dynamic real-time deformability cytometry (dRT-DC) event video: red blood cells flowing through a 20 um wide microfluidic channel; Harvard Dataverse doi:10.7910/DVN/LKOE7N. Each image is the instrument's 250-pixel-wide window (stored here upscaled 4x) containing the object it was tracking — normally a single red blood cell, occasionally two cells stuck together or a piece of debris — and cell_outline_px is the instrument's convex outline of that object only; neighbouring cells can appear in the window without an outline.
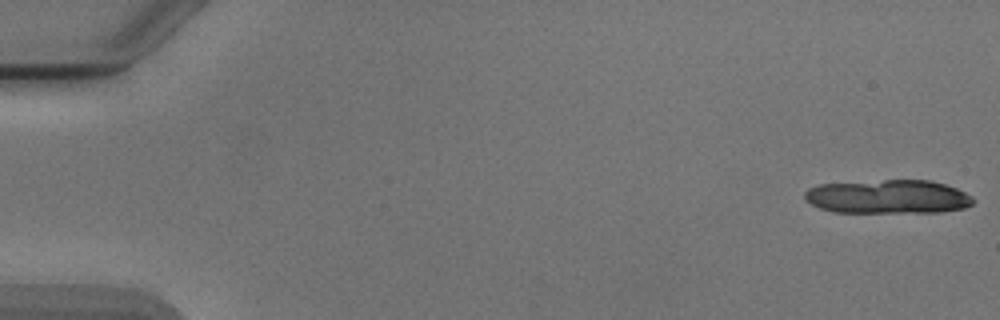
{"species": "Egyptian fruit bat (a non-hibernating species)", "species_latin": "Rousettus aegyptiacus", "temperature_condition": "cold", "stored_images_in_passage": 14, "camera_frame_rate_fps": 3000, "um_per_image_px": 0.085, "animal": {"sex": "male"}, "frame": {"image": 1, "passage_image": 1, "time_ms": 0.0, "image_size_px": [1000, 320], "cell_outline_px": [[976, 200], [972, 204], [964, 208], [940, 212], [832, 212], [820, 208], [804, 200], [804, 192], [808, 188], [820, 184], [884, 180], [932, 180], [956, 188], [972, 196]], "centroid_in_image_um": [75.48, 16.72], "position_along_channel_um": 9.5, "area_um2": 33.35}}